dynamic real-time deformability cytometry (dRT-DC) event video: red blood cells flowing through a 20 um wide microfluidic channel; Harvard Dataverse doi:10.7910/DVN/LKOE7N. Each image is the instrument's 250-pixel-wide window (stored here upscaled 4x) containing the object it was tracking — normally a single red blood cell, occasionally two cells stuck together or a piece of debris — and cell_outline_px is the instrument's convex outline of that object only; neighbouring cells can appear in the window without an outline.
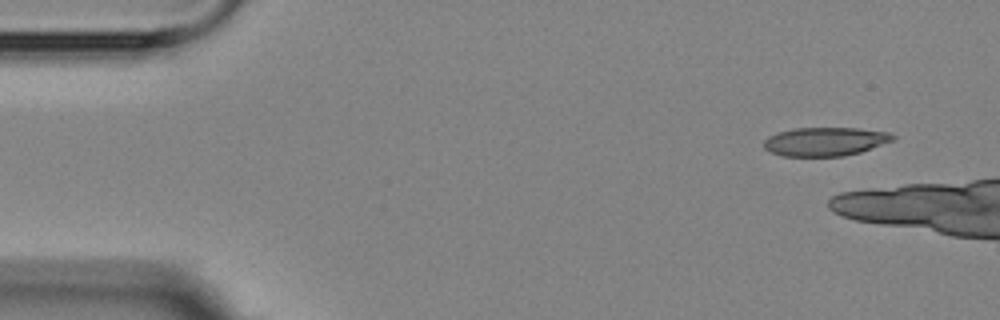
{"species": "Egyptian fruit bat (a non-hibernating species)", "species_latin": "Rousettus aegyptiacus", "temperature_condition": "room temperature", "stored_images_in_passage": 5, "camera_frame_rate_fps": 3000, "um_per_image_px": 0.085, "animal": {"sex": "female"}, "frame": {"image": 1, "passage_image": 1, "time_ms": 0.0, "image_size_px": [1000, 320], "cell_outline_px": [[896, 140], [860, 152], [844, 156], [784, 156], [772, 152], [764, 148], [764, 140], [768, 136], [792, 128], [860, 128], [888, 132], [896, 136]], "centroid_in_image_um": [70.18, 12.03], "position_along_channel_um": 14.8, "area_um2": 21.62}}